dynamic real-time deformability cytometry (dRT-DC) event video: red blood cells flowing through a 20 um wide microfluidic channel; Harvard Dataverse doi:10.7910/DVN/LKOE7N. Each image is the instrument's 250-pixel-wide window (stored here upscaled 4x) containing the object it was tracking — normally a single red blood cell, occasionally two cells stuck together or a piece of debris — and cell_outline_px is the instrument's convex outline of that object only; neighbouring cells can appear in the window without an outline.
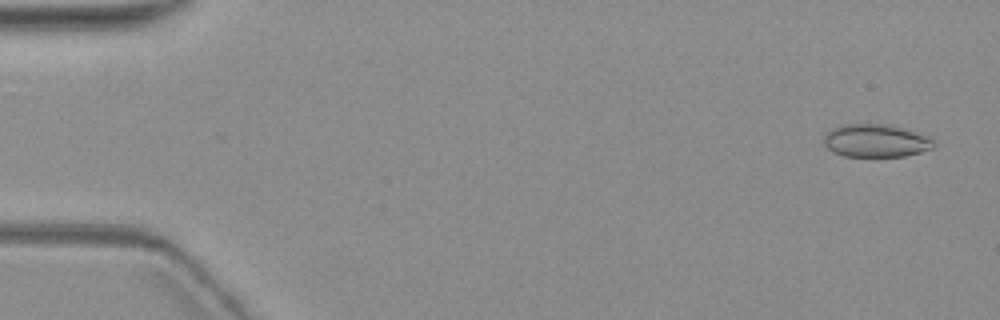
{"species": "common noctule bat (a hibernating species)", "species_latin": "Nyctalus noctula", "temperature_condition": "warm", "stored_images_in_passage": 5, "camera_frame_rate_fps": 3000, "um_per_image_px": 0.085, "animal": {"sex": "female", "body_mass_g": 19.3, "forearm_length_mm": 54.1}, "frame": {"image": 1, "passage_image": 1, "time_ms": 0.0, "image_size_px": [1000, 320], "cell_outline_px": [[936, 148], [904, 156], [844, 156], [832, 152], [824, 144], [824, 136], [832, 128], [840, 124], [884, 124], [900, 128], [924, 136], [932, 140], [936, 144]], "centroid_in_image_um": [74.4, 11.97], "position_along_channel_um": 10.6, "area_um2": 20.81}}
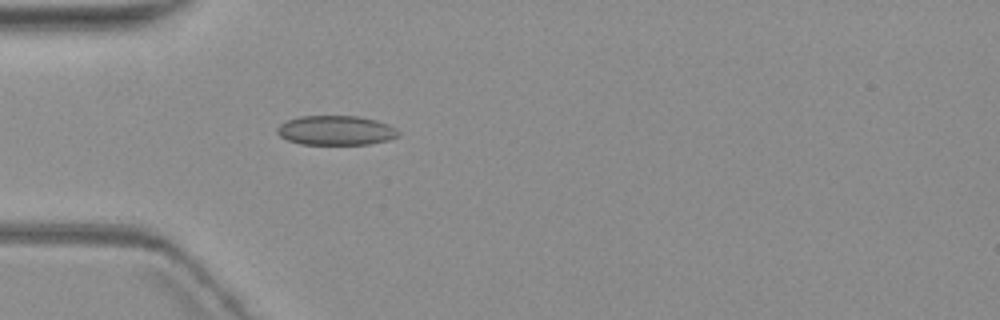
{"frame": {"image": 2, "passage_image": 5, "time_ms": 5.0, "image_size_px": [1000, 320], "cell_outline_px": [[400, 136], [388, 140], [368, 144], [300, 144], [288, 140], [280, 136], [276, 132], [276, 128], [280, 124], [288, 120], [300, 116], [356, 116], [376, 120], [388, 124], [396, 128], [400, 132]], "centroid_in_image_um": [28.56, 11.08], "position_along_channel_um": 56.4, "area_um2": 20.87}}